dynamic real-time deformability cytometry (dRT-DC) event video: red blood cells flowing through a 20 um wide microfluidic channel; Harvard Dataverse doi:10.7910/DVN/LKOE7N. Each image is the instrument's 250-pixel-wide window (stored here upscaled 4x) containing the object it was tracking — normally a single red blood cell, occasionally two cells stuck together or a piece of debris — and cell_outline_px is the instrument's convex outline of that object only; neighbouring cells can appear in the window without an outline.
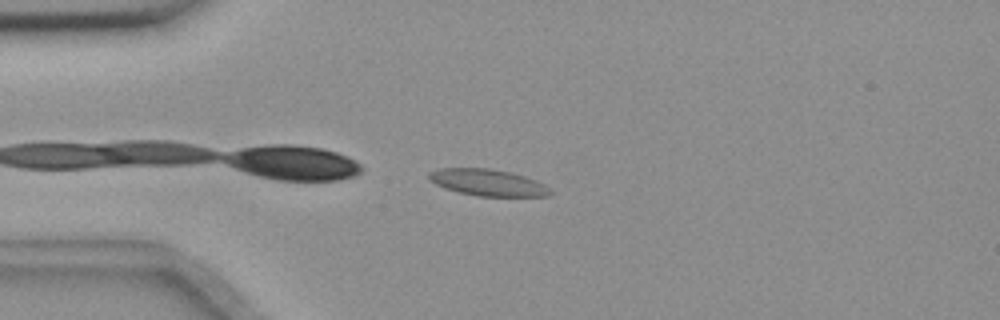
{"species": "common noctule bat (a hibernating species)", "species_latin": "Nyctalus noctula", "temperature_condition": "room temperature", "stored_images_in_passage": 34, "camera_frame_rate_fps": 3000, "um_per_image_px": 0.085, "animal": {"sex": "female", "body_mass_g": 18.4}, "frame": {"image": 1, "passage_image": 1, "time_ms": 0.0, "image_size_px": [1000, 320], "cell_outline_px": [[552, 196], [476, 196], [444, 188], [428, 180], [428, 172], [440, 168], [488, 168], [508, 172], [524, 176], [536, 180], [544, 184], [552, 192]], "centroid_in_image_um": [41.44, 15.52], "position_along_channel_um": 43.6, "area_um2": 18.79}}
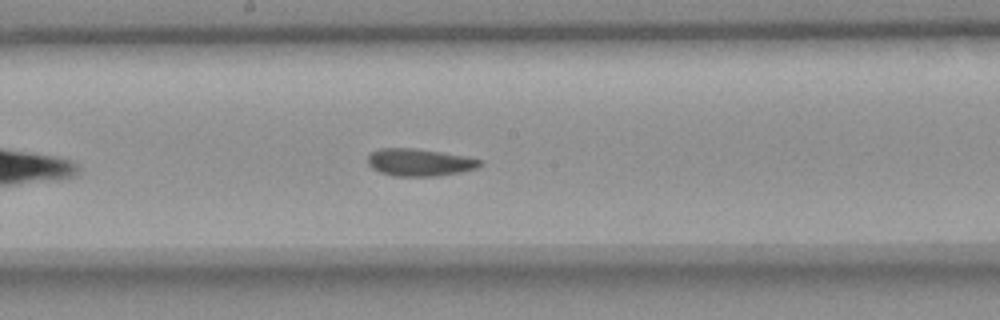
{"frame": {"image": 2, "passage_image": 17, "time_ms": 5.333, "image_size_px": [1000, 320], "cell_outline_px": [[484, 164], [476, 168], [460, 172], [440, 176], [392, 176], [380, 172], [372, 168], [368, 164], [368, 156], [372, 152], [380, 148], [412, 148], [440, 152], [464, 156], [480, 160]], "centroid_in_image_um": [35.64, 13.81], "position_along_channel_um": 212.6, "area_um2": 17.8}}
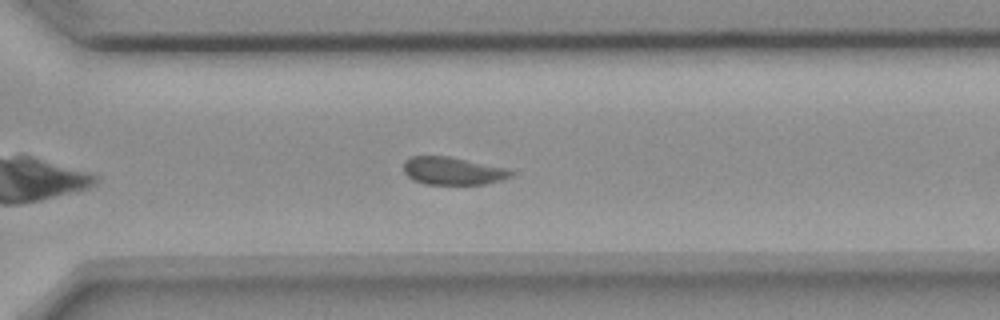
{"frame": {"image": 3, "passage_image": 27, "time_ms": 8.667, "image_size_px": [1000, 320], "cell_outline_px": [[512, 176], [500, 180], [484, 184], [424, 184], [408, 176], [404, 172], [404, 160], [408, 156], [448, 156], [508, 168], [512, 172]], "centroid_in_image_um": [38.47, 14.51], "position_along_channel_um": 332.1, "area_um2": 17.28}, "authors_computed_cell_mechanics": {"area_um2": 18.2359, "velocity_mm_per_s": 3.5866, "shape_relaxation_time_tau1_ms": null, "shape_relaxation_time_tau2_ms": 2.09, "deformation_change_tau1": null, "deformation_change_tau2": 0.0485}}